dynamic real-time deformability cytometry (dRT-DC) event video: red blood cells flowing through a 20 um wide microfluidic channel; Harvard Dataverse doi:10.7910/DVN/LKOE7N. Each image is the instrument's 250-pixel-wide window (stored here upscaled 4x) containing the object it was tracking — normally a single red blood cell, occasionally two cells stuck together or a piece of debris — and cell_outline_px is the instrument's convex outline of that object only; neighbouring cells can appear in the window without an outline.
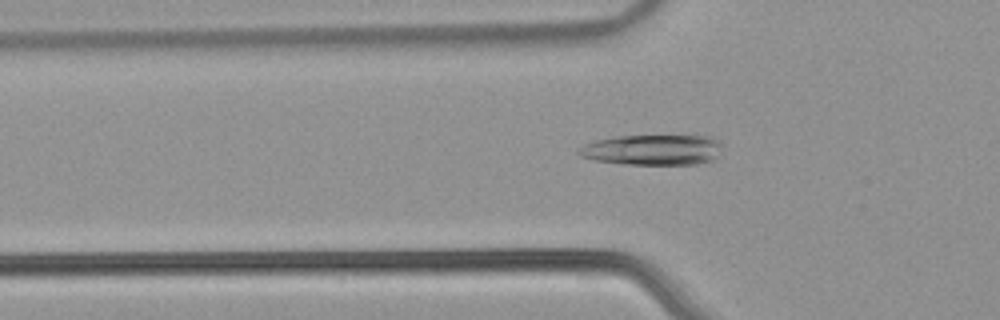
{"species": "common noctule bat (a hibernating species)", "species_latin": "Nyctalus noctula", "temperature_condition": "warm", "stored_images_in_passage": 38, "camera_frame_rate_fps": 3000, "um_per_image_px": 0.085, "animal": {"sex": "male", "body_mass_g": 21.5, "forearm_length_mm": 52.0}, "frame": {"image": 1, "passage_image": 3, "time_ms": 0.667, "image_size_px": [1000, 320], "cell_outline_px": [[720, 148], [716, 156], [712, 160], [696, 164], [624, 164], [596, 160], [580, 156], [576, 152], [584, 144], [596, 140], [616, 136], [712, 136], [720, 144]], "centroid_in_image_um": [55.43, 12.73], "position_along_channel_um": 70.4, "area_um2": 25.26}}
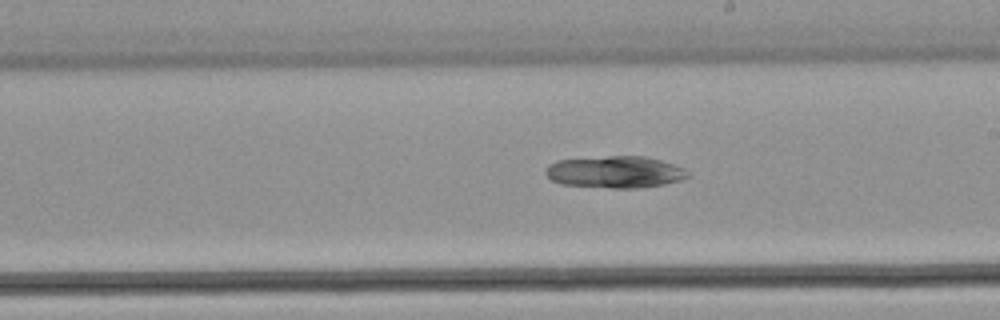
{"frame": {"image": 2, "passage_image": 16, "time_ms": 5.0, "image_size_px": [1000, 320], "cell_outline_px": [[688, 176], [680, 180], [664, 184], [640, 188], [612, 188], [560, 184], [552, 180], [544, 172], [544, 168], [548, 164], [556, 160], [608, 156], [644, 156], [660, 160], [684, 168], [688, 172]], "centroid_in_image_um": [52.24, 14.62], "position_along_channel_um": 236.8, "area_um2": 26.47}}
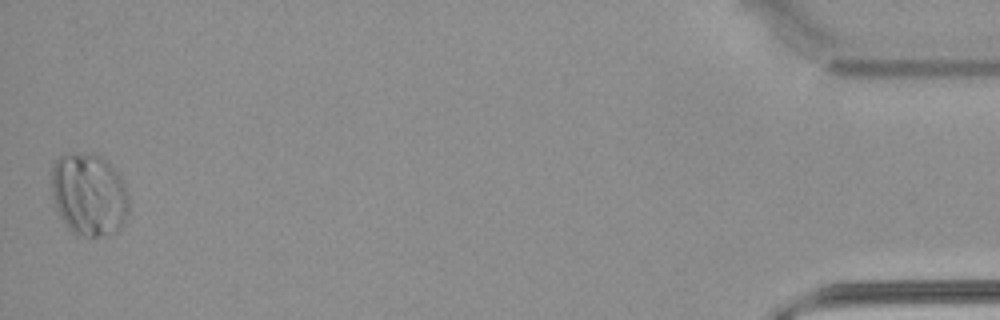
{"frame": {"image": 3, "passage_image": 38, "time_ms": 12.333, "image_size_px": [1000, 320], "cell_outline_px": [[128, 216], [124, 224], [116, 232], [100, 236], [76, 236], [68, 228], [56, 208], [52, 192], [52, 164], [60, 156], [100, 156], [120, 176], [128, 192]], "centroid_in_image_um": [7.58, 16.61], "position_along_channel_um": 427.6, "area_um2": 36.65}}